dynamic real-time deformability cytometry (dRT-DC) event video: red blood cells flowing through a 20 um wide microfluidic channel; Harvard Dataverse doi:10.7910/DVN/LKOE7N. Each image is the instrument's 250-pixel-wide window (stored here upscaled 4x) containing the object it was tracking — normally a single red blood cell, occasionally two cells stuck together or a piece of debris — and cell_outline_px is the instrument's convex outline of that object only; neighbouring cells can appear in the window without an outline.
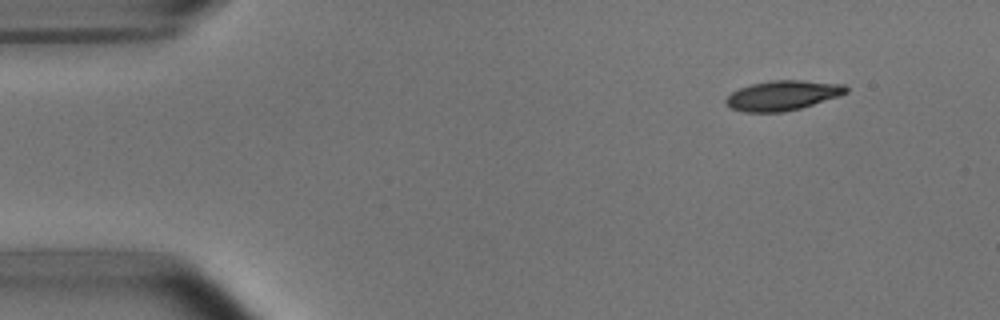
{"species": "common noctule bat (a hibernating species)", "species_latin": "Nyctalus noctula", "temperature_condition": "room temperature", "stored_images_in_passage": 4, "camera_frame_rate_fps": 3000, "um_per_image_px": 0.085, "animal": {"sex": "male", "body_mass_g": 15.6}, "frame": {"image": 1, "passage_image": 1, "time_ms": 0.0, "image_size_px": [1000, 320], "cell_outline_px": [[848, 92], [840, 96], [800, 108], [784, 112], [744, 112], [728, 108], [724, 100], [732, 92], [740, 88], [752, 84], [772, 80], [800, 80], [844, 84], [848, 88]], "centroid_in_image_um": [66.52, 8.12], "position_along_channel_um": 18.5, "area_um2": 20.92}}